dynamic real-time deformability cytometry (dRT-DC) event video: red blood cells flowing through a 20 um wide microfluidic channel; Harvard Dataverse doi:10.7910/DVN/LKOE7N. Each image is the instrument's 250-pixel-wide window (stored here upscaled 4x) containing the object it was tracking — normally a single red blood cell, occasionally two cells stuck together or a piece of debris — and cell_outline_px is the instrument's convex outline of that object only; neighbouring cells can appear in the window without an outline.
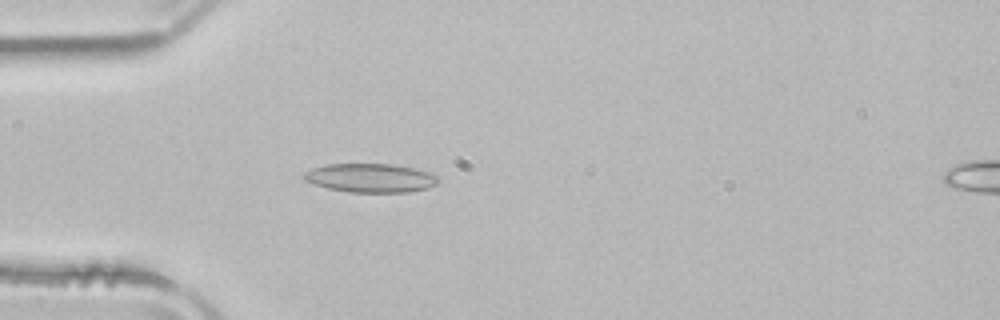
{"species": "common noctule bat (a hibernating species)", "species_latin": "Nyctalus noctula", "temperature_condition": "room temperature", "stored_images_in_passage": 40, "camera_frame_rate_fps": 3000, "um_per_image_px": 0.085, "animal": {"sex": "male", "body_mass_g": 21.5, "forearm_length_mm": 52.0}, "frame": {"image": 1, "passage_image": 9, "time_ms": 2.667, "image_size_px": [1000, 320], "cell_outline_px": [[440, 180], [436, 184], [428, 188], [408, 192], [348, 192], [328, 188], [304, 180], [304, 172], [312, 168], [324, 164], [392, 164], [412, 168], [428, 172], [436, 176]], "centroid_in_image_um": [31.48, 15.12], "position_along_channel_um": 53.5, "area_um2": 22.43}}
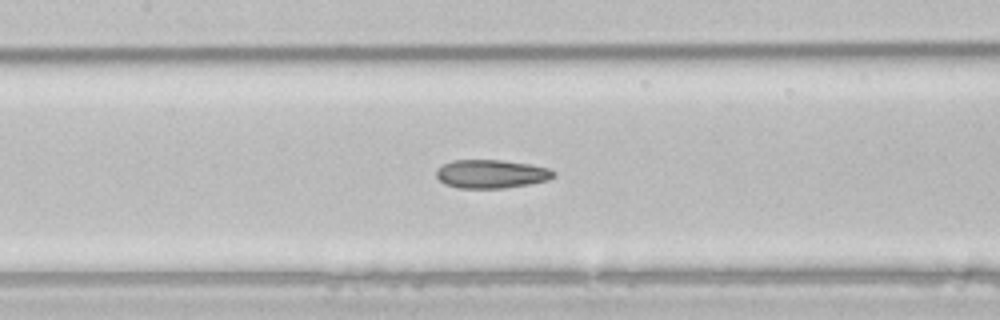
{"frame": {"image": 2, "passage_image": 18, "time_ms": 5.667, "image_size_px": [1000, 320], "cell_outline_px": [[556, 176], [548, 180], [528, 184], [504, 188], [456, 188], [444, 184], [436, 176], [436, 172], [444, 164], [452, 160], [500, 160], [532, 164], [548, 168], [556, 172]], "centroid_in_image_um": [41.78, 14.78], "position_along_channel_um": 165.6, "area_um2": 19.54}}
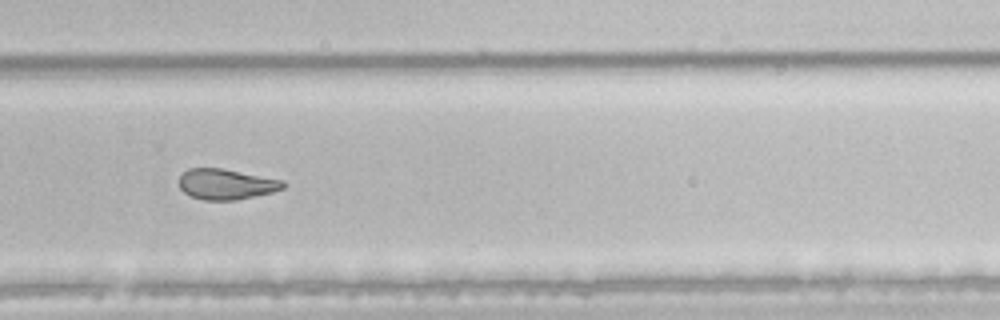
{"frame": {"image": 3, "passage_image": 29, "time_ms": 9.333, "image_size_px": [1000, 320], "cell_outline_px": [[284, 188], [272, 192], [236, 200], [204, 200], [192, 196], [184, 192], [180, 188], [180, 176], [188, 168], [220, 168], [284, 180]], "centroid_in_image_um": [19.22, 15.65], "position_along_channel_um": 310.6, "area_um2": 18.32}, "authors_computed_cell_mechanics": {"area_um2": 21.2415, "velocity_mm_per_s": 3.9791, "shape_relaxation_time_tau1_ms": null, "shape_relaxation_time_tau2_ms": 2.9786, "deformation_change_tau1": null, "deformation_change_tau2": 0.0894}}